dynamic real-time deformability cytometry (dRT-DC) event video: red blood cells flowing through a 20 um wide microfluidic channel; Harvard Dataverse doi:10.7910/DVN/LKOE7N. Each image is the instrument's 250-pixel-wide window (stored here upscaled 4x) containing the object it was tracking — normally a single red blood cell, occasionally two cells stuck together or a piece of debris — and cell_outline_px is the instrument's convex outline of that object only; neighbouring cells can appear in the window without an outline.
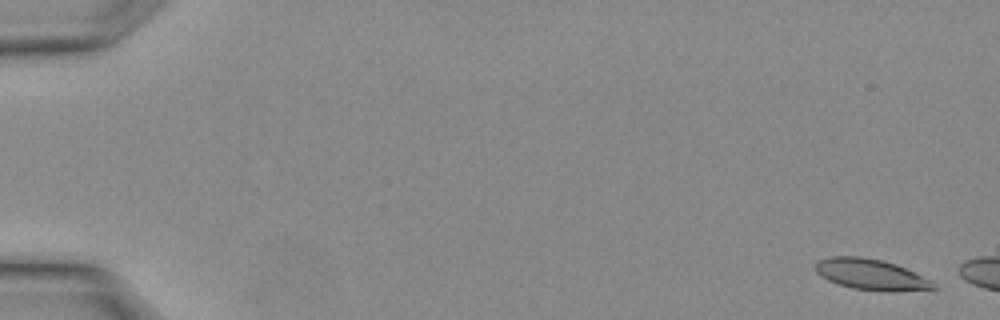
{"species": "Egyptian fruit bat (a non-hibernating species)", "species_latin": "Rousettus aegyptiacus", "temperature_condition": "warm", "stored_images_in_passage": 6, "camera_frame_rate_fps": 3000, "um_per_image_px": 0.085, "animal": {"sex": "female"}, "frame": {"image": 1, "passage_image": 1, "time_ms": 0.0, "image_size_px": [1000, 320], "cell_outline_px": [[940, 288], [852, 288], [836, 284], [820, 276], [816, 272], [816, 260], [828, 256], [860, 256], [880, 260], [896, 264], [932, 280]], "centroid_in_image_um": [73.9, 23.25], "position_along_channel_um": 11.1, "area_um2": 20.17}}